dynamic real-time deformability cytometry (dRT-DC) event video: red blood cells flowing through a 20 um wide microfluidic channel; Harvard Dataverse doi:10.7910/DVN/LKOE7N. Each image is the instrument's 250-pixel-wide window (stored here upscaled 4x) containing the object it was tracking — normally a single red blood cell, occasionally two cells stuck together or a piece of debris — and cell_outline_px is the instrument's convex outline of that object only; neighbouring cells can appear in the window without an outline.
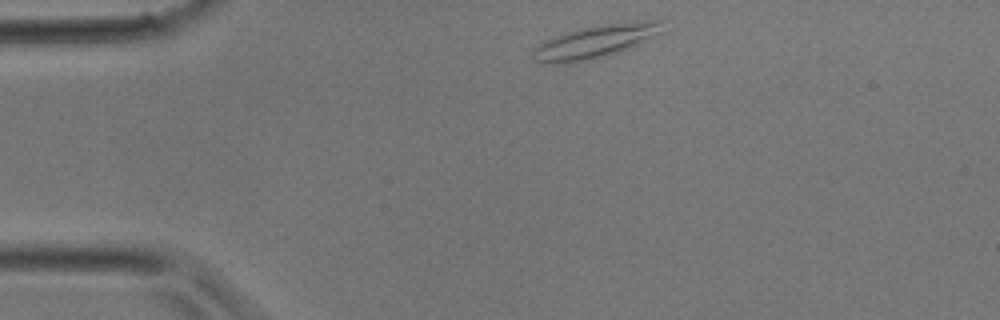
{"species": "common noctule bat (a hibernating species)", "species_latin": "Nyctalus noctula", "temperature_condition": "room temperature", "stored_images_in_passage": 30, "camera_frame_rate_fps": 3000, "um_per_image_px": 0.085, "animal": {"sex": "male", "body_mass_g": 17.9}, "frame": {"image": 1, "passage_image": 1, "time_ms": 0.0, "image_size_px": [1000, 320], "cell_outline_px": [[668, 32], [620, 52], [608, 56], [588, 60], [560, 64], [544, 64], [532, 60], [532, 48], [552, 36], [564, 32], [580, 28], [604, 24], [640, 20], [664, 20]], "centroid_in_image_um": [50.69, 3.52], "position_along_channel_um": 34.3, "area_um2": 26.01}}
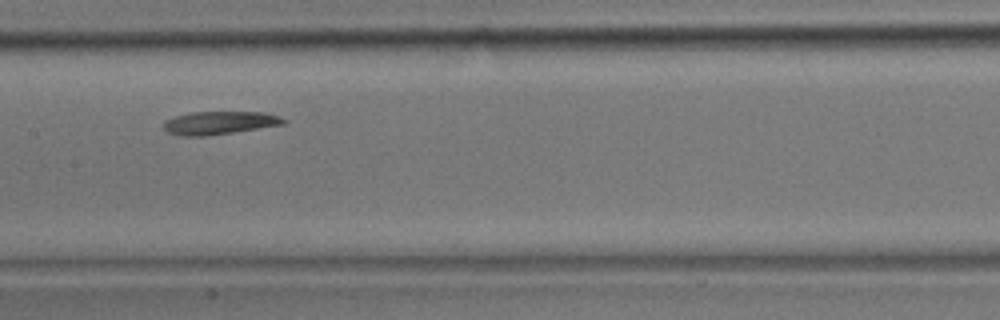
{"frame": {"image": 2, "passage_image": 12, "time_ms": 3.667, "image_size_px": [1000, 320], "cell_outline_px": [[288, 120], [284, 124], [208, 136], [180, 136], [168, 132], [160, 124], [164, 120], [176, 116], [192, 112], [264, 112], [280, 116]], "centroid_in_image_um": [18.63, 10.44], "position_along_channel_um": 188.8, "area_um2": 16.24}}
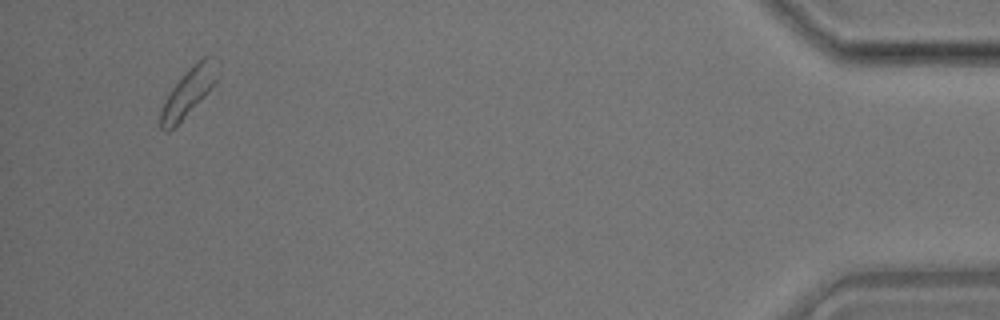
{"frame": {"image": 3, "passage_image": 29, "time_ms": 9.333, "image_size_px": [1000, 320], "cell_outline_px": [[220, 64], [216, 84], [168, 132], [164, 132], [160, 128], [160, 112], [172, 88], [184, 72], [192, 64], [204, 56], [208, 56], [220, 60]], "centroid_in_image_um": [16.08, 7.74], "position_along_channel_um": 419.1, "area_um2": 15.78}}